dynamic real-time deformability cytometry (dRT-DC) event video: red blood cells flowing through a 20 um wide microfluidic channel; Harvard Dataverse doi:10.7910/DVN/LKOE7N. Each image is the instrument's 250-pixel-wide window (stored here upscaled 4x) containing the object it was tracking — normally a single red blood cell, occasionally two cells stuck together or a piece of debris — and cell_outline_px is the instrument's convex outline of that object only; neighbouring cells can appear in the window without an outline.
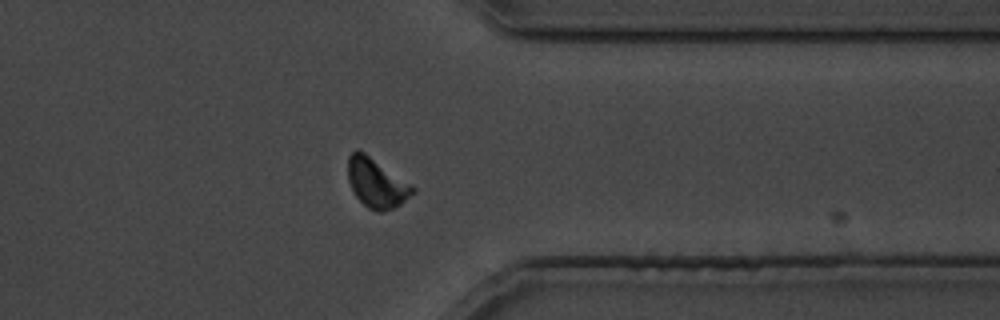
{"species": "common noctule bat (a hibernating species)", "species_latin": "Nyctalus noctula", "temperature_condition": "cold", "stored_images_in_passage": 31, "camera_frame_rate_fps": 3000, "um_per_image_px": 0.085, "animal": {"sex": "male", "body_mass_g": 19.5, "forearm_length_mm": 54.6}, "frame": {"image": 1, "passage_image": 22, "time_ms": 26.0, "image_size_px": [1000, 320], "cell_outline_px": [[416, 192], [400, 204], [392, 208], [380, 212], [376, 212], [368, 208], [356, 196], [348, 180], [348, 156], [356, 148], [364, 152], [412, 184], [416, 188]], "centroid_in_image_um": [32.01, 15.55], "position_along_channel_um": 379.4, "area_um2": 18.55}}
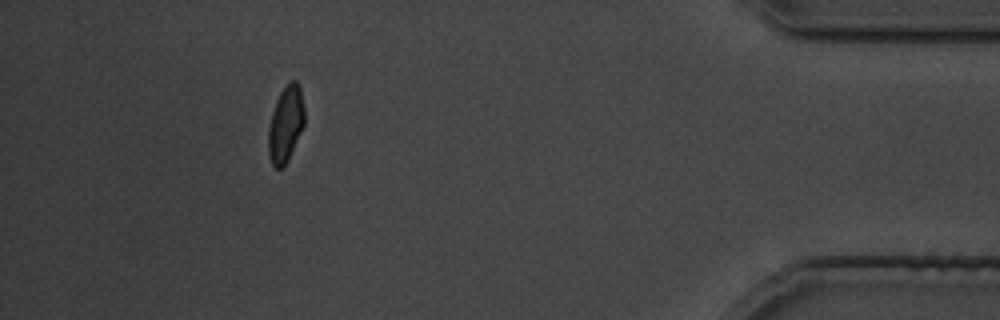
{"frame": {"image": 2, "passage_image": 31, "time_ms": 37.0, "image_size_px": [1000, 320], "cell_outline_px": [[304, 124], [288, 160], [280, 168], [276, 168], [272, 164], [268, 156], [268, 128], [272, 112], [276, 100], [280, 92], [292, 80], [296, 80], [300, 84], [304, 108]], "centroid_in_image_um": [24.27, 10.53], "position_along_channel_um": 410.9, "area_um2": 15.95}}